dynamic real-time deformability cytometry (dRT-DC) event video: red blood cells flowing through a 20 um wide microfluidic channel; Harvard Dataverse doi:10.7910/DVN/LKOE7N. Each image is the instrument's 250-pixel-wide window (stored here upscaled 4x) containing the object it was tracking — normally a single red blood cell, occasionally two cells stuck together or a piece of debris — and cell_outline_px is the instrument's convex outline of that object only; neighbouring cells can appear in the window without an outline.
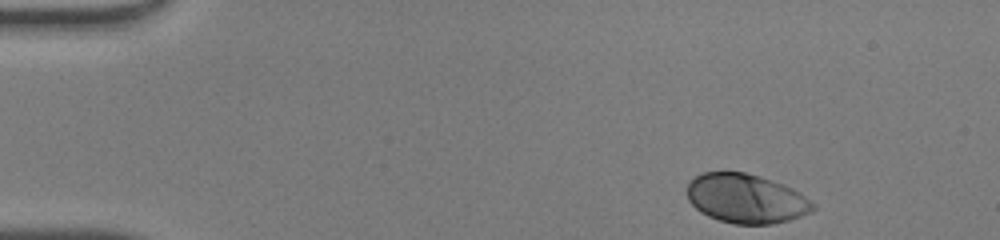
{"species": "human", "species_latin": "Homo sapiens", "temperature_condition": "warm", "stored_images_in_passage": 38, "camera_frame_rate_fps": 3000, "um_per_image_px": 0.085, "donor": {"sex": "male"}, "frame": {"image": 1, "passage_image": 1, "time_ms": 0.0, "image_size_px": [1000, 240], "cell_outline_px": [[816, 208], [812, 212], [788, 220], [772, 224], [732, 224], [708, 216], [700, 212], [688, 200], [688, 184], [696, 176], [704, 172], [744, 172], [760, 176], [784, 184], [792, 188], [816, 204]], "centroid_in_image_um": [63.44, 16.88], "position_along_channel_um": 21.6, "area_um2": 36.07}}
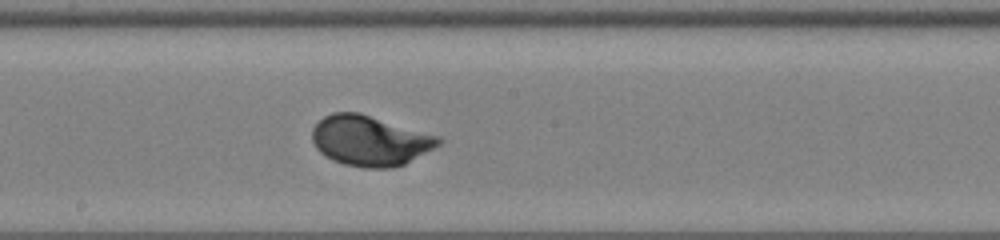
{"frame": {"image": 2, "passage_image": 22, "time_ms": 7.0, "image_size_px": [1000, 240], "cell_outline_px": [[444, 140], [440, 144], [404, 164], [392, 168], [364, 168], [344, 164], [332, 160], [324, 156], [316, 148], [312, 140], [312, 128], [324, 116], [332, 112], [360, 112], [440, 136]], "centroid_in_image_um": [31.43, 11.95], "position_along_channel_um": 216.8, "area_um2": 37.17}}
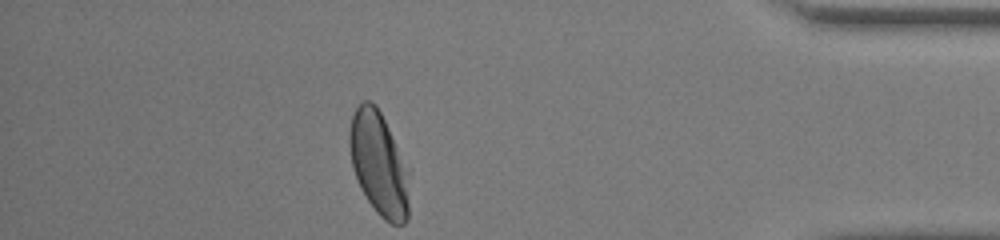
{"frame": {"image": 3, "passage_image": 38, "time_ms": 12.333, "image_size_px": [1000, 240], "cell_outline_px": [[408, 220], [404, 224], [392, 224], [384, 220], [376, 212], [360, 188], [352, 164], [348, 144], [348, 132], [352, 116], [356, 108], [364, 100], [368, 100], [376, 104], [408, 168]], "centroid_in_image_um": [32.19, 13.94], "position_along_channel_um": 403.0, "area_um2": 35.84}, "authors_computed_cell_mechanics": {"area_um2": 36.0672, "velocity_mm_per_s": 4.2255, "shape_relaxation_time_tau1_ms": 2.3071, "shape_relaxation_time_tau2_ms": null, "deformation_change_tau1": 0.1535, "deformation_change_tau2": null}}